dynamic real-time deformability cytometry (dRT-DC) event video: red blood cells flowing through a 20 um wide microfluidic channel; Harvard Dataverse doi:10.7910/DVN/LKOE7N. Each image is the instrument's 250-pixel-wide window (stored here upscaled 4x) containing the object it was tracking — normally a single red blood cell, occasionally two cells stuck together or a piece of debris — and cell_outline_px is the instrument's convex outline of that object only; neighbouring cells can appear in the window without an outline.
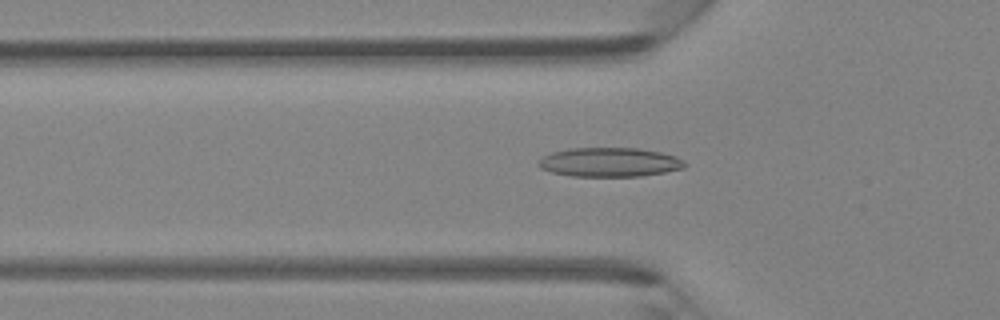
{"species": "Egyptian fruit bat (a non-hibernating species)", "species_latin": "Rousettus aegyptiacus", "temperature_condition": "room temperature", "stored_images_in_passage": 39, "camera_frame_rate_fps": 3000, "um_per_image_px": 0.085, "animal": {"sex": "female"}, "frame": {"image": 1, "passage_image": 9, "time_ms": 2.667, "image_size_px": [1000, 320], "cell_outline_px": [[688, 164], [684, 168], [664, 172], [640, 176], [572, 176], [552, 172], [540, 168], [536, 164], [544, 156], [552, 152], [568, 148], [640, 148], [660, 152], [676, 156], [684, 160]], "centroid_in_image_um": [51.83, 13.78], "position_along_channel_um": 74.0, "area_um2": 24.91}}
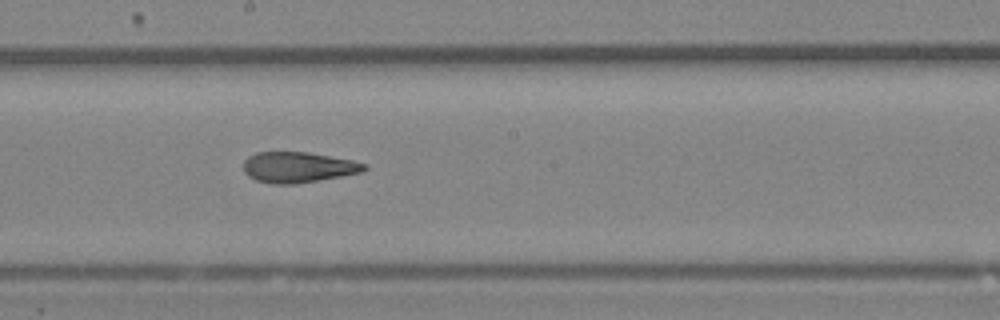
{"frame": {"image": 2, "passage_image": 19, "time_ms": 6.0, "image_size_px": [1000, 320], "cell_outline_px": [[368, 168], [360, 172], [340, 176], [292, 184], [272, 184], [256, 180], [248, 176], [244, 172], [244, 160], [248, 156], [256, 152], [308, 152], [352, 160], [368, 164]], "centroid_in_image_um": [25.31, 14.2], "position_along_channel_um": 222.9, "area_um2": 21.44}}
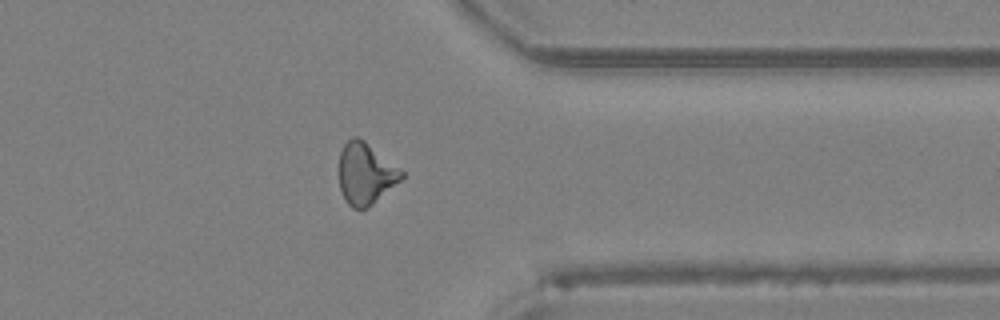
{"frame": {"image": 3, "passage_image": 30, "time_ms": 9.667, "image_size_px": [1000, 320], "cell_outline_px": [[404, 176], [400, 180], [368, 208], [352, 208], [348, 204], [340, 188], [340, 152], [344, 144], [352, 136], [356, 136], [364, 140], [400, 168], [404, 172]], "centroid_in_image_um": [31.08, 14.74], "position_along_channel_um": 380.3, "area_um2": 22.08}}